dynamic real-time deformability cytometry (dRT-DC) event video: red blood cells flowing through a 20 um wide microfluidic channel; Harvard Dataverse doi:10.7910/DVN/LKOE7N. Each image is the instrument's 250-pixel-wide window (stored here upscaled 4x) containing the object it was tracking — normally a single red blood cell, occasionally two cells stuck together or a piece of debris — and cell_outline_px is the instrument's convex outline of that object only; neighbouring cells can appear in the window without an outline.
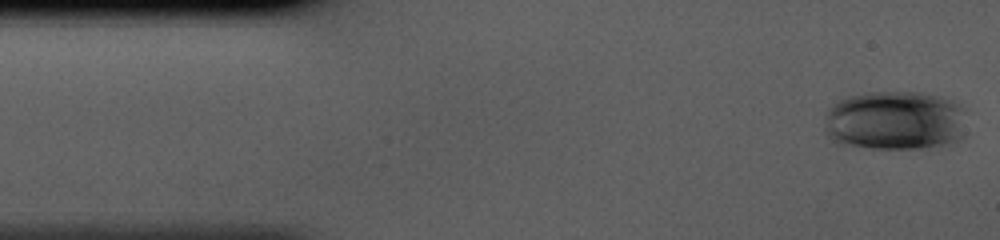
{"species": "human", "species_latin": "Homo sapiens", "temperature_condition": "cold", "stored_images_in_passage": 41, "camera_frame_rate_fps": 3000, "um_per_image_px": 0.085, "donor": {"sex": "male"}, "frame": {"image": 1, "passage_image": 1, "time_ms": 0.0, "image_size_px": [1000, 240], "cell_outline_px": [[964, 136], [956, 140], [940, 144], [920, 148], [872, 148], [836, 144], [824, 132], [824, 116], [828, 108], [832, 104], [848, 96], [864, 92], [920, 92], [952, 100], [964, 108]], "centroid_in_image_um": [76.0, 10.24], "position_along_channel_um": 9.0, "area_um2": 49.59}}
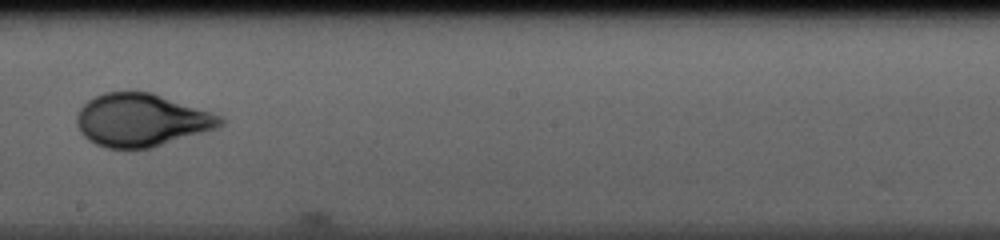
{"frame": {"image": 2, "passage_image": 23, "time_ms": 7.333, "image_size_px": [1000, 240], "cell_outline_px": [[224, 124], [216, 128], [152, 148], [108, 148], [96, 144], [88, 140], [80, 132], [76, 124], [76, 116], [80, 108], [88, 100], [104, 92], [152, 92], [220, 116], [224, 120]], "centroid_in_image_um": [11.98, 10.21], "position_along_channel_um": 236.2, "area_um2": 43.81}}
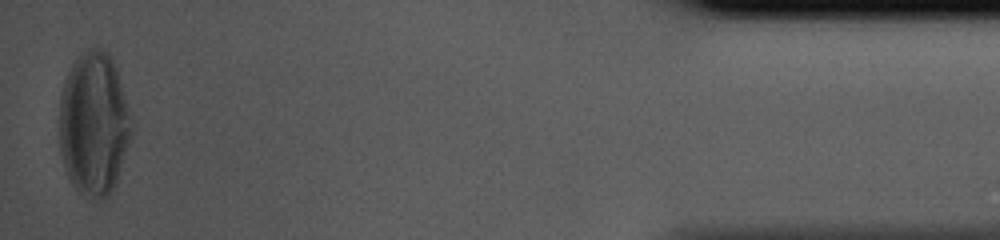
{"frame": {"image": 3, "passage_image": 41, "time_ms": 13.333, "image_size_px": [1000, 240], "cell_outline_px": [[132, 128], [116, 180], [108, 196], [104, 200], [88, 200], [72, 184], [68, 176], [64, 164], [60, 148], [60, 96], [68, 72], [72, 64], [88, 48], [104, 48], [112, 56], [116, 64]], "centroid_in_image_um": [7.96, 10.52], "position_along_channel_um": 427.2, "area_um2": 59.65}}